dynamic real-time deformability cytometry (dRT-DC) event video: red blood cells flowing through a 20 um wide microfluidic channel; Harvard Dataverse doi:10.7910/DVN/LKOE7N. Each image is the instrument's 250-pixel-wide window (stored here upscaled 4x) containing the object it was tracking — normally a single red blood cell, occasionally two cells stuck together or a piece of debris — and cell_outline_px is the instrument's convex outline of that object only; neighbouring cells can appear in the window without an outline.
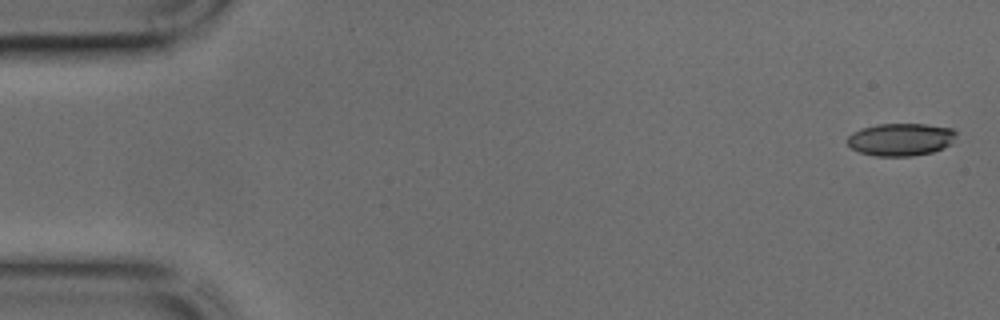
{"species": "common noctule bat (a hibernating species)", "species_latin": "Nyctalus noctula", "temperature_condition": "cold", "stored_images_in_passage": 43, "camera_frame_rate_fps": 3000, "um_per_image_px": 0.085, "animal": {"sex": "male", "body_mass_g": 17.9, "forearm_length_mm": 54.2}, "frame": {"image": 1, "passage_image": 1, "time_ms": 0.0, "image_size_px": [1000, 320], "cell_outline_px": [[956, 136], [952, 144], [944, 148], [932, 152], [912, 156], [876, 156], [860, 152], [852, 148], [848, 144], [848, 136], [852, 132], [860, 128], [876, 124], [924, 124], [952, 128], [956, 132]], "centroid_in_image_um": [76.58, 11.85], "position_along_channel_um": 8.4, "area_um2": 20.81}}
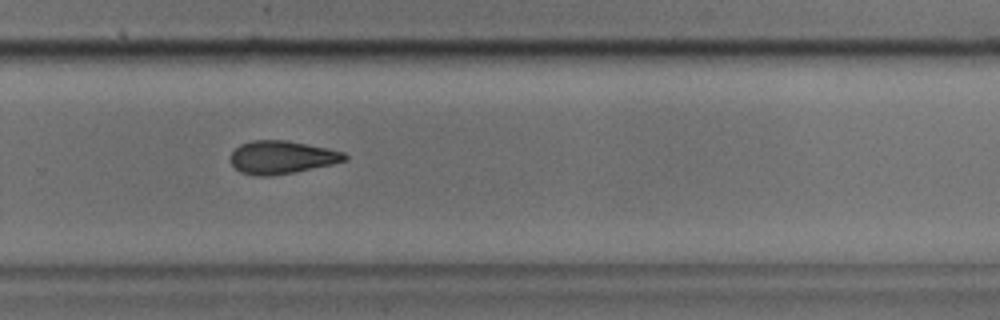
{"frame": {"image": 2, "passage_image": 29, "time_ms": 9.333, "image_size_px": [1000, 320], "cell_outline_px": [[348, 160], [332, 164], [292, 172], [268, 176], [256, 176], [240, 172], [232, 164], [232, 152], [240, 144], [252, 140], [288, 140], [344, 152], [348, 156]], "centroid_in_image_um": [23.96, 13.36], "position_along_channel_um": 305.8, "area_um2": 21.73}}
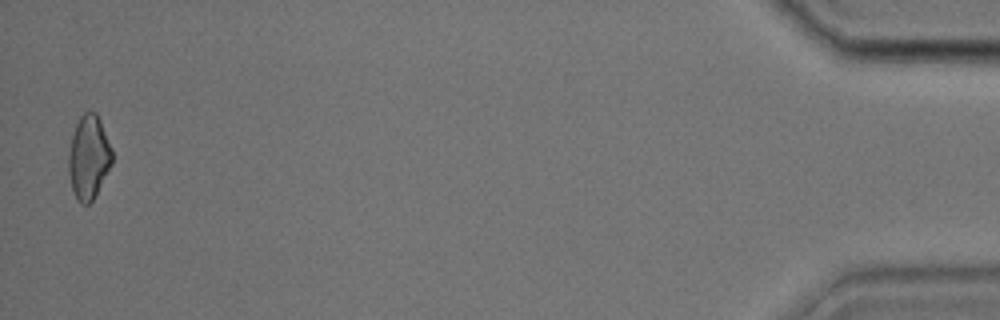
{"frame": {"image": 3, "passage_image": 43, "time_ms": 14.0, "image_size_px": [1000, 320], "cell_outline_px": [[112, 164], [92, 200], [88, 204], [80, 204], [76, 200], [72, 188], [68, 172], [68, 152], [72, 136], [76, 124], [80, 116], [84, 112], [96, 112], [100, 120], [112, 148]], "centroid_in_image_um": [7.53, 13.37], "position_along_channel_um": 427.7, "area_um2": 21.21}}